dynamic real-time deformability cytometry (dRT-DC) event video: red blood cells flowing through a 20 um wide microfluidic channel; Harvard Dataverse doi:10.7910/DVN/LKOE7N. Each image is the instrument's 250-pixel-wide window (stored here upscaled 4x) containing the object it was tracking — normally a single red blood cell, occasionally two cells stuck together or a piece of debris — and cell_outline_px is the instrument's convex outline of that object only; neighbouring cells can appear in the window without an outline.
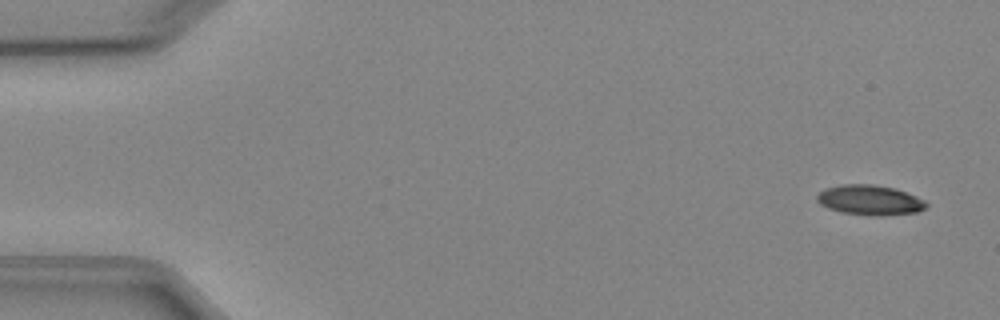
{"species": "Egyptian fruit bat (a non-hibernating species)", "species_latin": "Rousettus aegyptiacus", "temperature_condition": "cold", "stored_images_in_passage": 6, "camera_frame_rate_fps": 3000, "um_per_image_px": 0.085, "animal": {"sex": "female"}, "frame": {"image": 1, "passage_image": 1, "time_ms": 0.0, "image_size_px": [1000, 320], "cell_outline_px": [[928, 204], [924, 208], [916, 212], [880, 216], [876, 216], [844, 212], [828, 208], [820, 204], [816, 200], [816, 196], [824, 188], [840, 184], [872, 184], [896, 188], [916, 196], [924, 200]], "centroid_in_image_um": [73.92, 16.99], "position_along_channel_um": 11.1, "area_um2": 19.07}}